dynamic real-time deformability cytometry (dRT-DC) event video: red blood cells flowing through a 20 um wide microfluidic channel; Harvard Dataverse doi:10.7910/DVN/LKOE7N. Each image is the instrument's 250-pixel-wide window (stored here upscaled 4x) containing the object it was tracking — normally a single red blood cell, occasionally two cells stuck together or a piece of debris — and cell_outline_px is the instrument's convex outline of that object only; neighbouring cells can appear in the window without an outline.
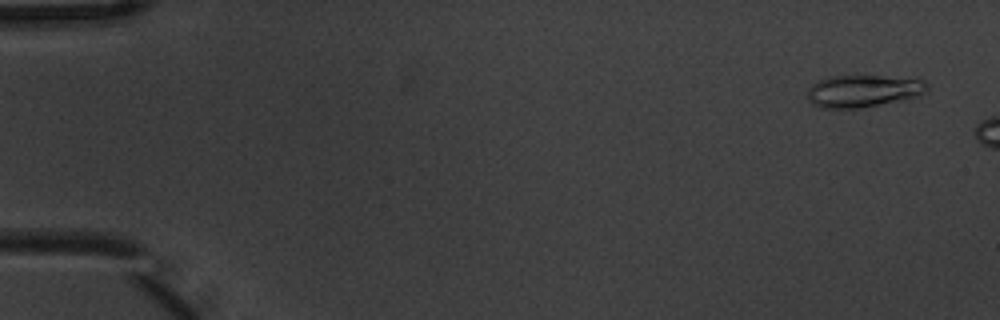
{"species": "common noctule bat (a hibernating species)", "species_latin": "Nyctalus noctula", "temperature_condition": "warm", "stored_images_in_passage": 3, "camera_frame_rate_fps": 3000, "um_per_image_px": 0.085, "animal": {"sex": "male", "body_mass_g": 20.1, "forearm_length_mm": 53.5}, "frame": {"image": 1, "passage_image": 1, "time_ms": 0.0, "image_size_px": [1000, 320], "cell_outline_px": [[928, 88], [924, 92], [916, 96], [904, 100], [860, 108], [820, 108], [812, 104], [808, 100], [808, 88], [816, 80], [828, 76], [916, 76], [924, 80], [928, 84]], "centroid_in_image_um": [73.4, 7.71], "position_along_channel_um": 11.6, "area_um2": 23.06}}